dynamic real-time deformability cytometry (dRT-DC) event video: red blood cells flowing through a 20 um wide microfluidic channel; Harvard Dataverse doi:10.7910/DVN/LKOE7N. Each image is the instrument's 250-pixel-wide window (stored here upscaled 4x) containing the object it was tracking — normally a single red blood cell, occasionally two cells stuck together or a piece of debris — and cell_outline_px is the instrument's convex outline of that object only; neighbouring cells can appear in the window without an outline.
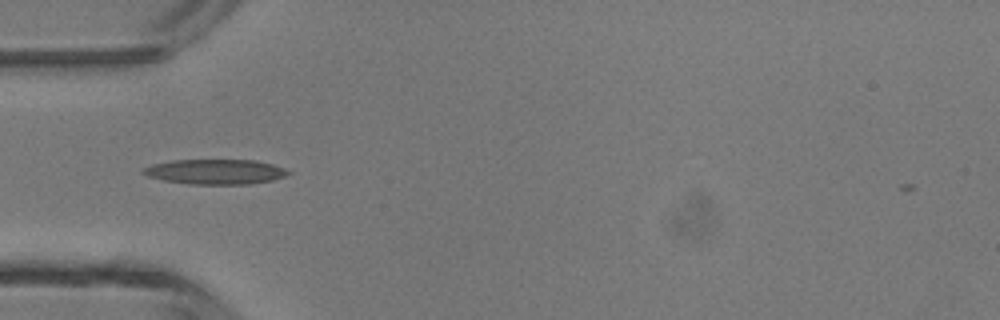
{"species": "common noctule bat (a hibernating species)", "species_latin": "Nyctalus noctula", "temperature_condition": "room temperature", "stored_images_in_passage": 34, "camera_frame_rate_fps": 3000, "um_per_image_px": 0.085, "animal": {"sex": "male", "body_mass_g": 13.3}, "frame": {"image": 1, "passage_image": 2, "time_ms": 0.333, "image_size_px": [1000, 320], "cell_outline_px": [[292, 172], [284, 176], [272, 180], [248, 184], [188, 184], [164, 180], [148, 176], [140, 172], [140, 168], [152, 164], [172, 160], [256, 160], [272, 164], [284, 168]], "centroid_in_image_um": [18.26, 14.59], "position_along_channel_um": 66.7, "area_um2": 21.15}}
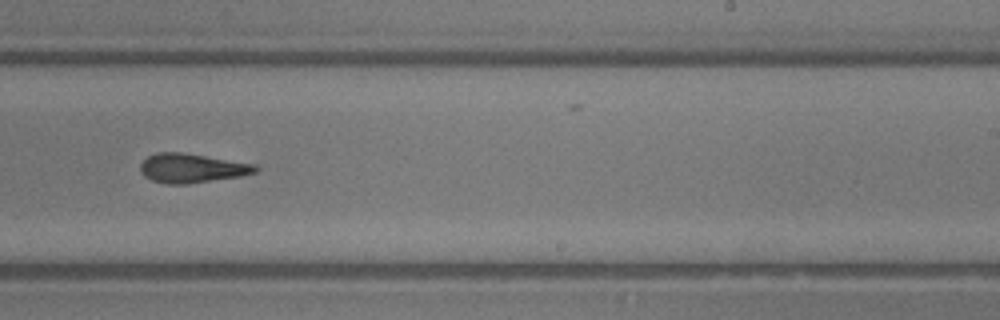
{"frame": {"image": 2, "passage_image": 16, "time_ms": 5.0, "image_size_px": [1000, 320], "cell_outline_px": [[260, 168], [256, 172], [240, 176], [188, 184], [168, 184], [152, 180], [144, 176], [140, 172], [140, 164], [148, 156], [156, 152], [180, 152], [256, 164]], "centroid_in_image_um": [16.3, 14.29], "position_along_channel_um": 272.7, "area_um2": 19.54}}
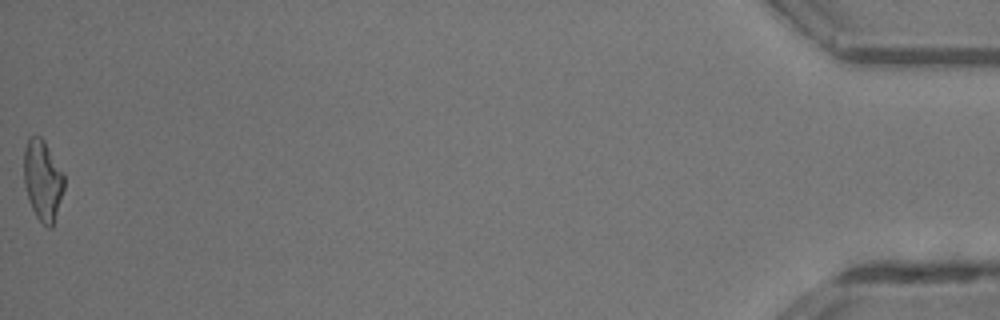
{"frame": {"image": 3, "passage_image": 34, "time_ms": 11.0, "image_size_px": [1000, 320], "cell_outline_px": [[64, 188], [52, 228], [48, 228], [36, 216], [28, 200], [24, 184], [24, 148], [28, 136], [40, 136], [44, 140], [64, 172]], "centroid_in_image_um": [3.63, 15.29], "position_along_channel_um": 431.6, "area_um2": 19.02}, "authors_computed_cell_mechanics": {"area_um2": 19.2185, "velocity_mm_per_s": 4.4037, "shape_relaxation_time_tau1_ms": null, "shape_relaxation_time_tau2_ms": 4.4547, "deformation_change_tau1": null, "deformation_change_tau2": 0.1679}}